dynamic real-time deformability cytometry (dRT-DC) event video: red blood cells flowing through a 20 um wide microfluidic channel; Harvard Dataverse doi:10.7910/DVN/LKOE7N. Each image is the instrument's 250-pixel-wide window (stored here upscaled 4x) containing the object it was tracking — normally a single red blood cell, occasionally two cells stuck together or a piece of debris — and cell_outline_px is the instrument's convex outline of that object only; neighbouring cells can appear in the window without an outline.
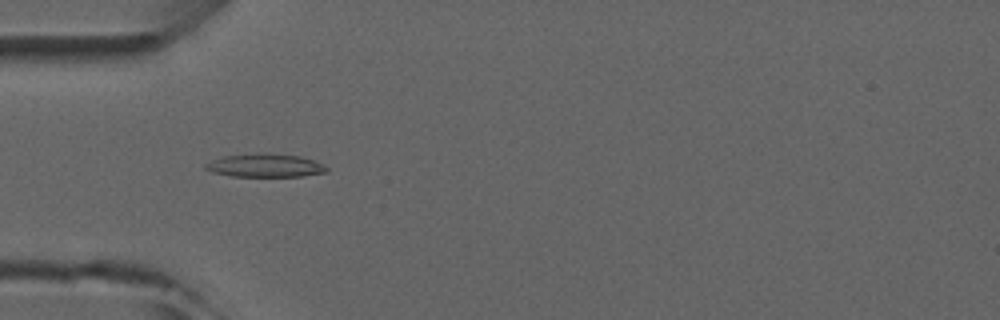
{"species": "common noctule bat (a hibernating species)", "species_latin": "Nyctalus noctula", "temperature_condition": "room temperature", "stored_images_in_passage": 6, "camera_frame_rate_fps": 3000, "um_per_image_px": 0.085, "animal": {"sex": "male", "forearm_length_mm": 52.5}, "frame": {"image": 1, "passage_image": 4, "time_ms": 3.333, "image_size_px": [1000, 320], "cell_outline_px": [[328, 172], [304, 176], [232, 176], [212, 172], [204, 168], [204, 164], [212, 160], [224, 156], [260, 152], [264, 152], [300, 156], [324, 164], [328, 168]], "centroid_in_image_um": [22.55, 14.06], "position_along_channel_um": 62.5, "area_um2": 16.59}}
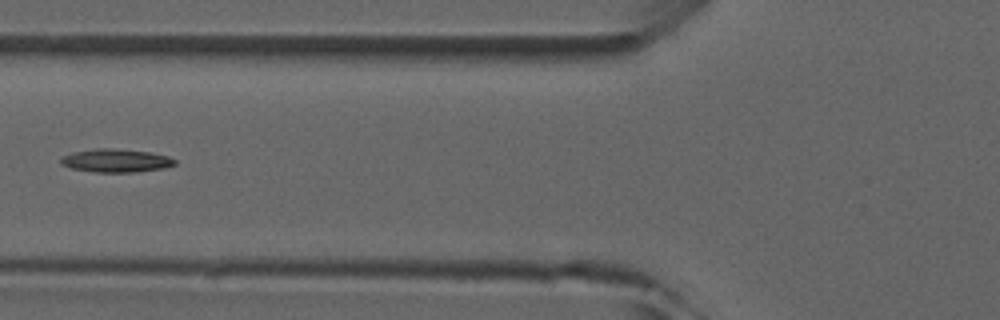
{"frame": {"image": 2, "passage_image": 5, "time_ms": 4.667, "image_size_px": [1000, 320], "cell_outline_px": [[176, 164], [164, 168], [136, 172], [92, 172], [72, 168], [60, 164], [60, 160], [64, 156], [72, 152], [96, 148], [116, 148], [152, 152], [168, 156], [176, 160]], "centroid_in_image_um": [9.87, 13.64], "position_along_channel_um": 115.9, "area_um2": 15.61}}
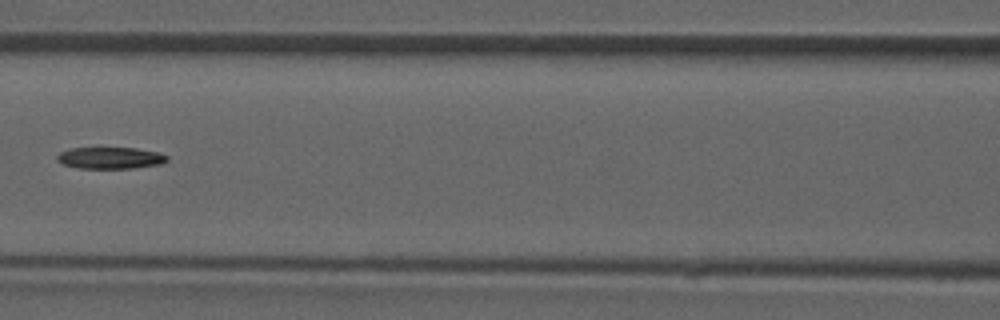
{"frame": {"image": 3, "passage_image": 6, "time_ms": 5.667, "image_size_px": [1000, 320], "cell_outline_px": [[168, 160], [160, 164], [132, 168], [76, 168], [64, 164], [56, 160], [56, 156], [60, 152], [72, 148], [96, 144], [136, 148], [160, 152], [168, 156]], "centroid_in_image_um": [9.33, 13.36], "position_along_channel_um": 157.3, "area_um2": 14.8}}